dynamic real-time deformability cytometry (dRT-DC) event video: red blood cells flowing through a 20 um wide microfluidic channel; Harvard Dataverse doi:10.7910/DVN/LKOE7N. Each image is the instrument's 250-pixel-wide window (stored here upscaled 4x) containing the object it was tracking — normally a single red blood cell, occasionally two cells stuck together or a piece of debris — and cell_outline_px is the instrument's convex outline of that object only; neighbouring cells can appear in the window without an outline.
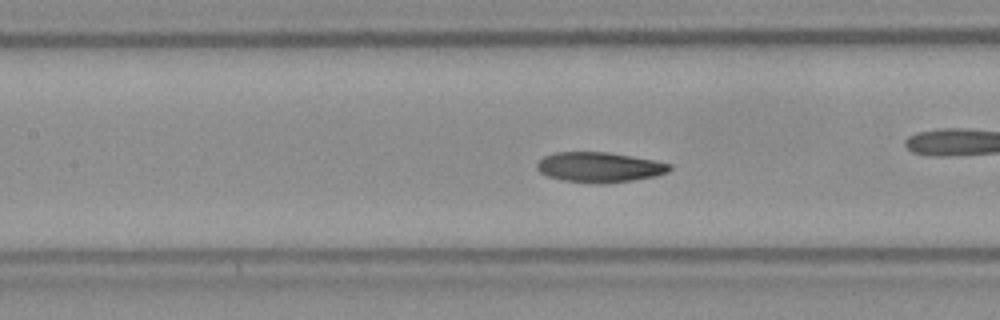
{"species": "Egyptian fruit bat (a non-hibernating species)", "species_latin": "Rousettus aegyptiacus", "temperature_condition": "room temperature", "stored_images_in_passage": 33, "camera_frame_rate_fps": 3000, "um_per_image_px": 0.085, "frame": {"image": 1, "passage_image": 10, "time_ms": 3.0, "image_size_px": [1000, 320], "cell_outline_px": [[672, 168], [668, 172], [656, 176], [632, 180], [604, 184], [600, 184], [564, 180], [548, 176], [540, 172], [536, 168], [536, 164], [544, 156], [556, 152], [608, 152], [656, 160], [672, 164]], "centroid_in_image_um": [50.98, 14.21], "position_along_channel_um": 156.4, "area_um2": 23.35}, "authors_computed_cell_mechanics": {"area_um2": 23.409, "velocity_mm_per_s": 3.9287, "shape_relaxation_time_tau1_ms": 4.2722, "shape_relaxation_time_tau2_ms": 2.1749, "deformation_change_tau1": 0.1446, "deformation_change_tau2": 0.0779}}